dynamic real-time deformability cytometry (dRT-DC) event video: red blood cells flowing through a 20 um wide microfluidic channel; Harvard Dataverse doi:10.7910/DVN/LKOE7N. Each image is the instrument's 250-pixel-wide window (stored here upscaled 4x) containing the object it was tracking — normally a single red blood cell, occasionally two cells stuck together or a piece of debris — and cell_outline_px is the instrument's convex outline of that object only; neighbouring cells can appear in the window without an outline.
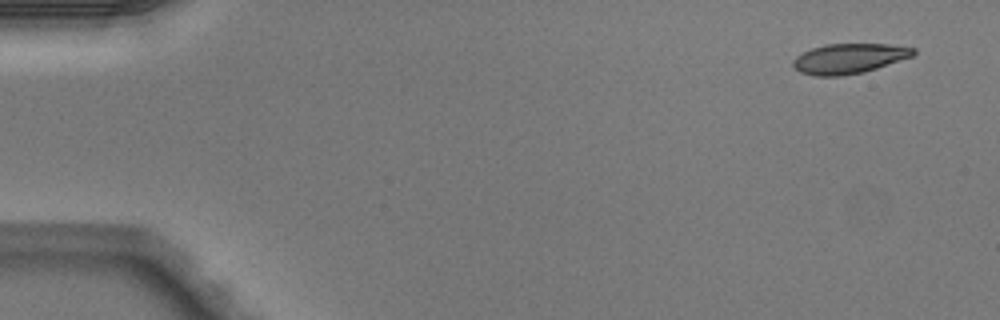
{"species": "Egyptian fruit bat (a non-hibernating species)", "species_latin": "Rousettus aegyptiacus", "temperature_condition": "warm", "stored_images_in_passage": 5, "camera_frame_rate_fps": 3000, "um_per_image_px": 0.085, "animal": {"sex": "male"}, "frame": {"image": 1, "passage_image": 1, "time_ms": 0.0, "image_size_px": [1000, 320], "cell_outline_px": [[916, 52], [912, 56], [864, 72], [840, 76], [816, 76], [800, 72], [792, 68], [792, 60], [796, 56], [812, 48], [824, 44], [888, 44], [916, 48]], "centroid_in_image_um": [72.13, 4.97], "position_along_channel_um": 12.9, "area_um2": 21.04}}
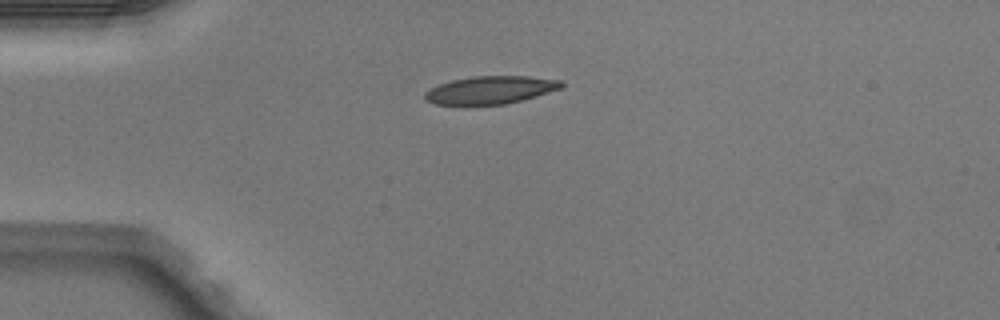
{"frame": {"image": 2, "passage_image": 3, "time_ms": 0.667, "image_size_px": [1000, 320], "cell_outline_px": [[564, 84], [560, 88], [524, 100], [504, 104], [464, 108], [460, 108], [436, 104], [424, 100], [424, 92], [440, 84], [452, 80], [476, 76], [528, 76], [564, 80]], "centroid_in_image_um": [41.63, 7.7], "position_along_channel_um": 43.4, "area_um2": 23.0}}
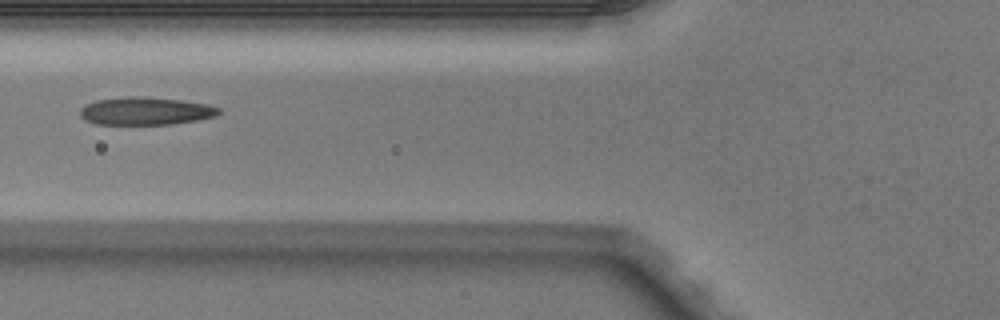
{"frame": {"image": 3, "passage_image": 5, "time_ms": 1.333, "image_size_px": [1000, 320], "cell_outline_px": [[220, 112], [216, 116], [196, 120], [172, 124], [96, 124], [84, 120], [80, 116], [80, 108], [96, 100], [132, 96], [144, 96], [180, 100], [208, 104], [220, 108]], "centroid_in_image_um": [12.37, 9.44], "position_along_channel_um": 113.4, "area_um2": 22.43}}